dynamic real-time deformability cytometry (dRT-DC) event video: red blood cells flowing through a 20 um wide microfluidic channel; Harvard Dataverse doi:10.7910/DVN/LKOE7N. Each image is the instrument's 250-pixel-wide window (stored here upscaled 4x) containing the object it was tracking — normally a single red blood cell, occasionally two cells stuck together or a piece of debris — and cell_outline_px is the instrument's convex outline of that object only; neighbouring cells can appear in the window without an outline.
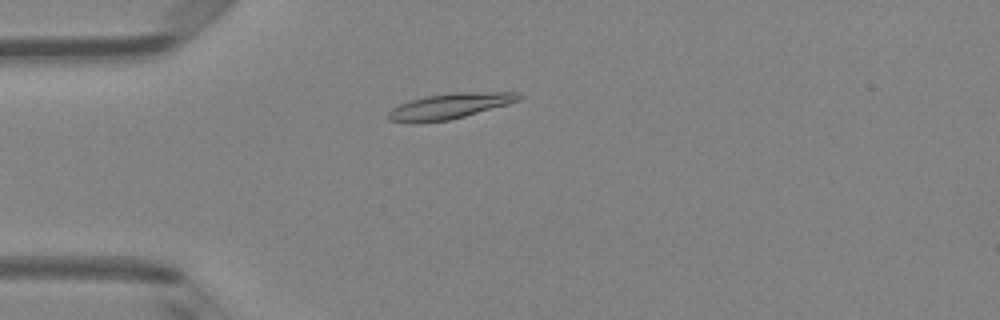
{"species": "Egyptian fruit bat (a non-hibernating species)", "species_latin": "Rousettus aegyptiacus", "temperature_condition": "room temperature", "stored_images_in_passage": 2, "camera_frame_rate_fps": 3000, "um_per_image_px": 0.085, "animal": {"sex": "female"}, "frame": {"image": 1, "passage_image": 2, "time_ms": 0.333, "image_size_px": [1000, 320], "cell_outline_px": [[524, 96], [520, 100], [508, 104], [464, 116], [448, 120], [416, 124], [412, 124], [388, 120], [388, 112], [392, 108], [400, 104], [424, 96], [452, 92], [516, 92]], "centroid_in_image_um": [38.19, 9.02], "position_along_channel_um": 46.8, "area_um2": 19.59}}